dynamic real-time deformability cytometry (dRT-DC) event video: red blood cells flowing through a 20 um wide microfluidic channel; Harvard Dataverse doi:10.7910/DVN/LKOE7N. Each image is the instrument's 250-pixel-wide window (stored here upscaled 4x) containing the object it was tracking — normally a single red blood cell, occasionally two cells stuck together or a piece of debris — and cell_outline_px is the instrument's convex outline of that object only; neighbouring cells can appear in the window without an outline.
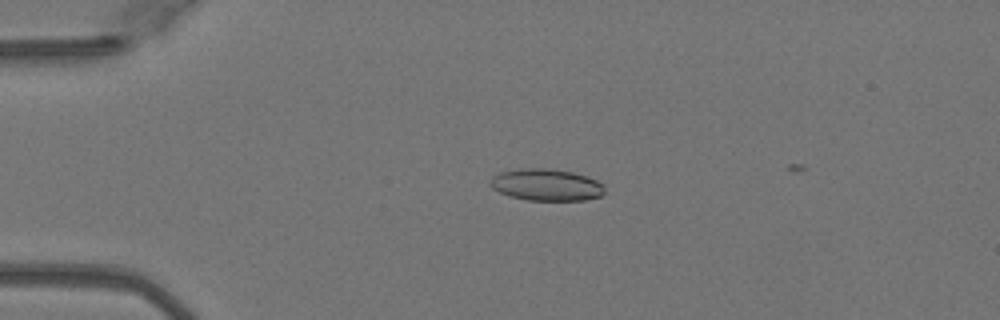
{"species": "Egyptian fruit bat (a non-hibernating species)", "species_latin": "Rousettus aegyptiacus", "temperature_condition": "warm", "stored_images_in_passage": 47, "camera_frame_rate_fps": 3000, "um_per_image_px": 0.085, "animal": {"sex": "female"}, "frame": {"image": 1, "passage_image": 12, "time_ms": 3.667, "image_size_px": [1000, 320], "cell_outline_px": [[604, 192], [600, 196], [584, 200], [528, 200], [512, 196], [500, 192], [492, 188], [488, 184], [488, 180], [492, 176], [500, 172], [520, 168], [548, 168], [572, 172], [588, 176], [604, 184]], "centroid_in_image_um": [46.42, 15.69], "position_along_channel_um": 38.6, "area_um2": 21.33}}
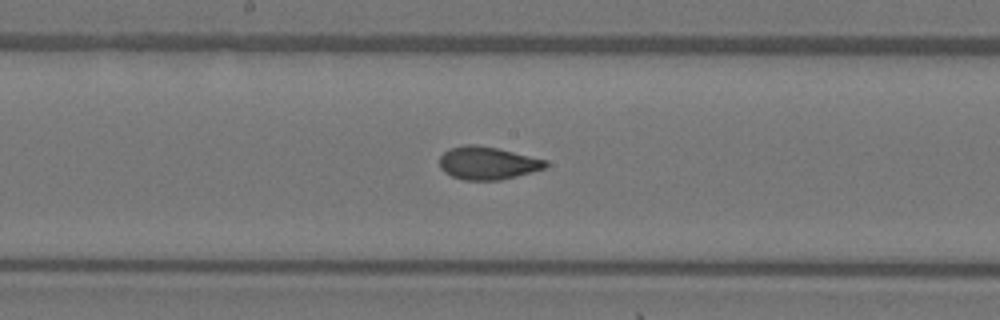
{"frame": {"image": 2, "passage_image": 27, "time_ms": 8.667, "image_size_px": [1000, 320], "cell_outline_px": [[548, 164], [544, 168], [532, 172], [500, 180], [464, 180], [452, 176], [444, 172], [440, 168], [440, 156], [448, 148], [464, 144], [476, 144], [496, 148], [548, 160]], "centroid_in_image_um": [41.41, 13.85], "position_along_channel_um": 206.8, "area_um2": 20.35}}
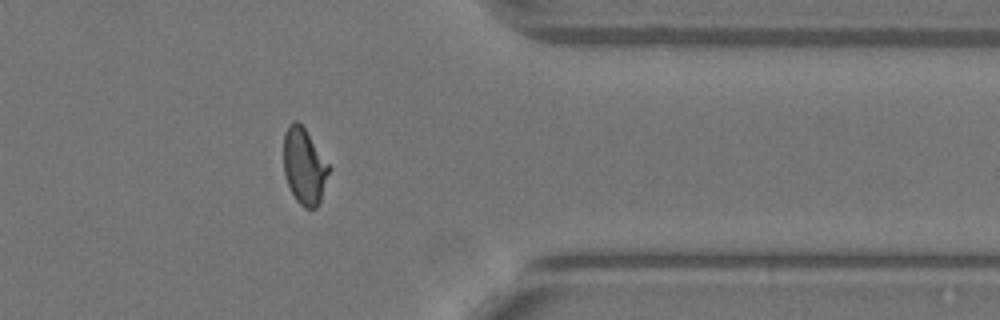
{"frame": {"image": 3, "passage_image": 41, "time_ms": 13.333, "image_size_px": [1000, 320], "cell_outline_px": [[328, 172], [320, 200], [316, 208], [304, 208], [296, 200], [288, 184], [284, 172], [284, 132], [288, 124], [292, 120], [296, 120], [304, 128], [328, 164]], "centroid_in_image_um": [25.82, 14.11], "position_along_channel_um": 385.6, "area_um2": 19.54}}